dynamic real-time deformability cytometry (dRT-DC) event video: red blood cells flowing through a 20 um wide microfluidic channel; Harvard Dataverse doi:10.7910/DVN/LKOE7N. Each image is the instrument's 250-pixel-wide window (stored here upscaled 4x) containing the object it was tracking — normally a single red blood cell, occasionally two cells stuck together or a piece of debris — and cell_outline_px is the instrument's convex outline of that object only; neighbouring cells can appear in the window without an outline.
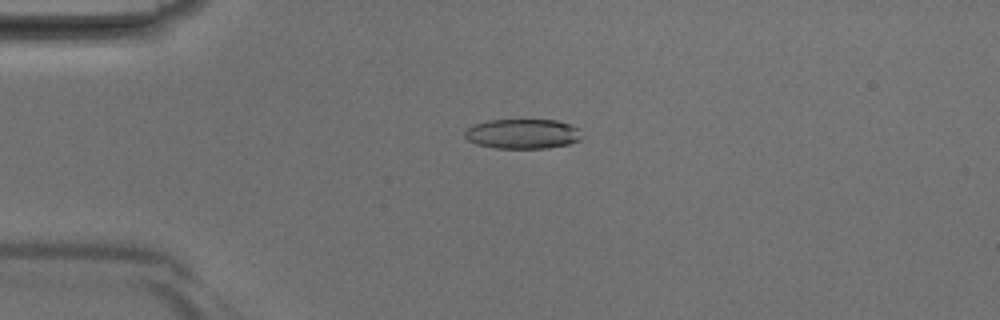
{"species": "Egyptian fruit bat (a non-hibernating species)", "species_latin": "Rousettus aegyptiacus", "temperature_condition": "room temperature", "stored_images_in_passage": 41, "camera_frame_rate_fps": 3000, "um_per_image_px": 0.085, "animal": {"sex": "male"}, "frame": {"image": 1, "passage_image": 10, "time_ms": 3.0, "image_size_px": [1000, 320], "cell_outline_px": [[580, 140], [568, 144], [548, 148], [496, 148], [476, 144], [468, 140], [464, 136], [464, 132], [468, 128], [476, 124], [488, 120], [556, 120], [568, 124], [576, 128], [580, 136]], "centroid_in_image_um": [44.38, 11.38], "position_along_channel_um": 40.6, "area_um2": 20.06}}
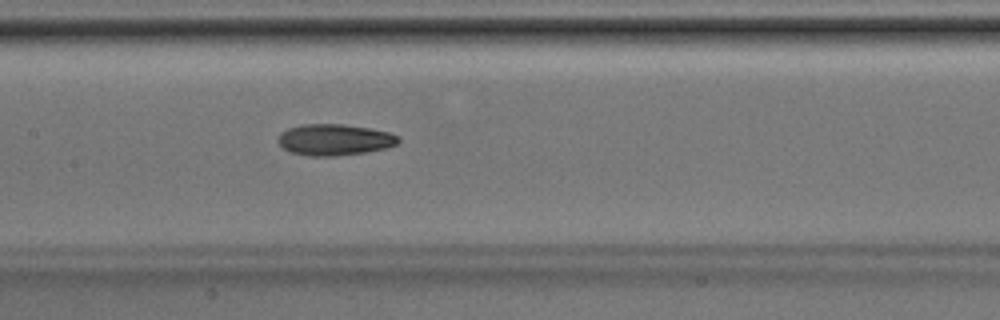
{"frame": {"image": 2, "passage_image": 20, "time_ms": 6.333, "image_size_px": [1000, 320], "cell_outline_px": [[400, 140], [396, 144], [384, 148], [364, 152], [332, 156], [308, 156], [288, 152], [276, 140], [280, 132], [288, 128], [304, 124], [344, 124], [368, 128], [388, 132], [400, 136]], "centroid_in_image_um": [28.38, 11.87], "position_along_channel_um": 179.0, "area_um2": 21.91}}
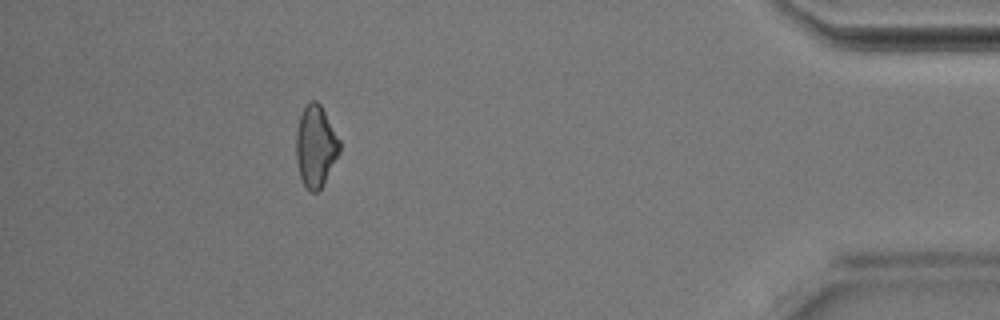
{"frame": {"image": 3, "passage_image": 37, "time_ms": 12.0, "image_size_px": [1000, 320], "cell_outline_px": [[340, 152], [324, 184], [316, 192], [312, 192], [304, 184], [300, 176], [296, 160], [296, 132], [300, 116], [304, 108], [312, 100], [316, 100], [320, 104], [340, 140]], "centroid_in_image_um": [26.84, 12.44], "position_along_channel_um": 408.4, "area_um2": 20.46}}